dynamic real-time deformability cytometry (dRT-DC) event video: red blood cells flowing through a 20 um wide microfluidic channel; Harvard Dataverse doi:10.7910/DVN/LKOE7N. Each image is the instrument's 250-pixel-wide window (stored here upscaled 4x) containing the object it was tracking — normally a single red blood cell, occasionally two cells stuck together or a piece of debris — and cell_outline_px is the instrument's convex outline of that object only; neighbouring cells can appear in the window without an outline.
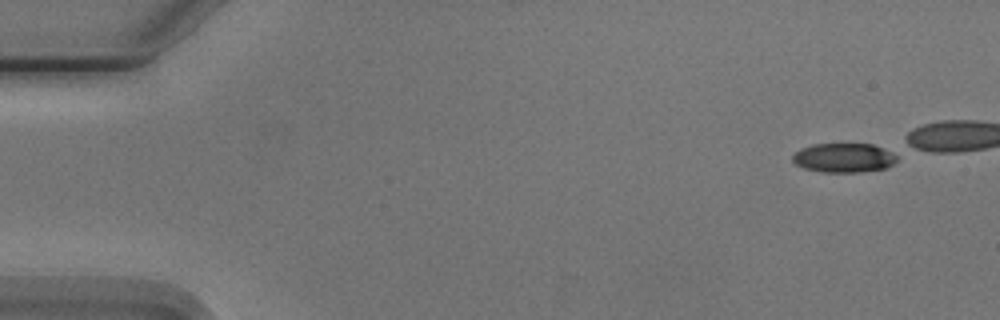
{"species": "Egyptian fruit bat (a non-hibernating species)", "species_latin": "Rousettus aegyptiacus", "temperature_condition": "cold", "stored_images_in_passage": 6, "camera_frame_rate_fps": 3000, "um_per_image_px": 0.085, "animal": {"sex": "male"}, "frame": {"image": 1, "passage_image": 1, "time_ms": 0.0, "image_size_px": [1000, 320], "cell_outline_px": [[896, 160], [888, 168], [860, 172], [824, 172], [804, 168], [796, 164], [792, 160], [792, 156], [800, 148], [812, 144], [872, 144], [892, 152], [896, 156]], "centroid_in_image_um": [71.71, 13.41], "position_along_channel_um": 13.3, "area_um2": 17.74}}